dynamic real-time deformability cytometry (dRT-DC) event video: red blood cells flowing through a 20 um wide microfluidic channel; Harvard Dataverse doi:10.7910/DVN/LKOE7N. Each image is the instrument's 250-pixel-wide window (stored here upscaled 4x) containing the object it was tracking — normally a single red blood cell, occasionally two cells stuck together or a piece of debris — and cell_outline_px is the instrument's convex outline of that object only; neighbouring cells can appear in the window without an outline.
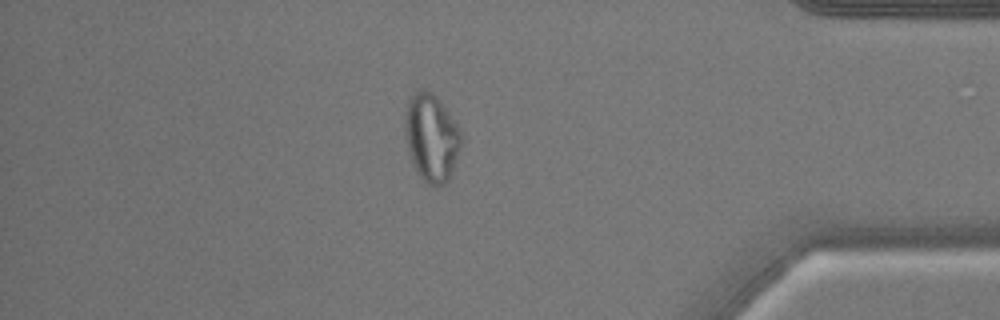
{"species": "common noctule bat (a hibernating species)", "species_latin": "Nyctalus noctula", "temperature_condition": "warm", "stored_images_in_passage": 51, "camera_frame_rate_fps": 3000, "um_per_image_px": 0.085, "animal": {"sex": "male", "body_mass_g": 17.9}, "frame": {"image": 1, "passage_image": 44, "time_ms": 14.333, "image_size_px": [1000, 320], "cell_outline_px": [[460, 144], [452, 176], [444, 184], [436, 188], [424, 184], [412, 164], [408, 152], [404, 128], [404, 116], [408, 100], [420, 88], [424, 88], [432, 92], [436, 96], [456, 124], [460, 132]], "centroid_in_image_um": [36.63, 11.75], "position_along_channel_um": 398.6, "area_um2": 28.9}}